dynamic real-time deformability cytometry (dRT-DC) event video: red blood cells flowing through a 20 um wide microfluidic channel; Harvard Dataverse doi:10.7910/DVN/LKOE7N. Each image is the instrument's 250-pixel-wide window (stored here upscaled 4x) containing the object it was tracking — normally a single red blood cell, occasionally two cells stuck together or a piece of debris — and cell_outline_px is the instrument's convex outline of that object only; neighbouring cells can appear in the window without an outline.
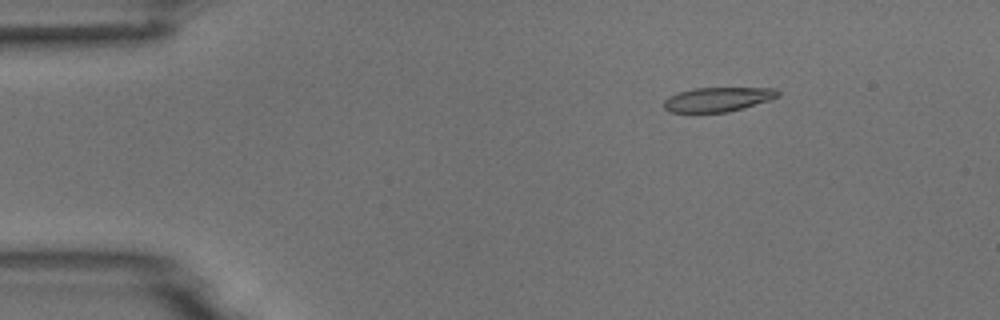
{"species": "common noctule bat (a hibernating species)", "species_latin": "Nyctalus noctula", "temperature_condition": "room temperature", "stored_images_in_passage": 4, "camera_frame_rate_fps": 3000, "um_per_image_px": 0.085, "animal": {"sex": "male", "body_mass_g": 18.8}, "frame": {"image": 1, "passage_image": 3, "time_ms": 2.333, "image_size_px": [1000, 320], "cell_outline_px": [[780, 96], [768, 100], [728, 112], [692, 116], [668, 112], [664, 108], [664, 100], [668, 96], [676, 92], [696, 88], [776, 88], [780, 92]], "centroid_in_image_um": [60.88, 8.5], "position_along_channel_um": 24.1, "area_um2": 16.99}}